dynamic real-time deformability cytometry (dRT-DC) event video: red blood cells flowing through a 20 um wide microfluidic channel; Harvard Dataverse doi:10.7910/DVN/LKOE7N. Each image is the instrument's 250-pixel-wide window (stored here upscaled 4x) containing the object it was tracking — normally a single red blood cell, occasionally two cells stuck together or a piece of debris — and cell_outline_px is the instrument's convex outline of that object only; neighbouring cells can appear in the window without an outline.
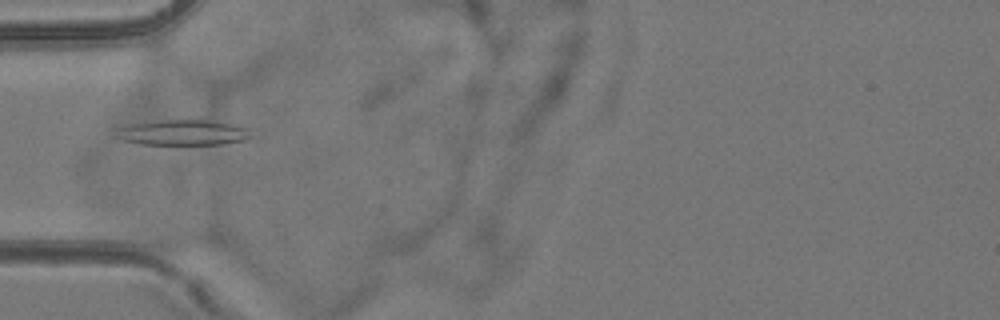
{"species": "common noctule bat (a hibernating species)", "species_latin": "Nyctalus noctula", "temperature_condition": "room temperature", "stored_images_in_passage": 3, "camera_frame_rate_fps": 3000, "um_per_image_px": 0.085, "animal": {"sex": "female", "body_mass_g": 24.6, "forearm_length_mm": 56.2}, "frame": {"image": 1, "passage_image": 3, "time_ms": 2.333, "image_size_px": [1000, 320], "cell_outline_px": [[252, 136], [244, 140], [224, 144], [140, 144], [124, 140], [116, 136], [116, 128], [128, 124], [164, 120], [208, 120], [232, 124], [248, 128]], "centroid_in_image_um": [15.54, 11.26], "position_along_channel_um": 69.5, "area_um2": 19.94}}